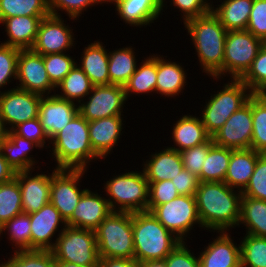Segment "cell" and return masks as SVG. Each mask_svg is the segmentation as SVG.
<instances>
[{"label": "cell", "mask_w": 266, "mask_h": 267, "mask_svg": "<svg viewBox=\"0 0 266 267\" xmlns=\"http://www.w3.org/2000/svg\"><path fill=\"white\" fill-rule=\"evenodd\" d=\"M203 229L219 232L238 226L242 193L225 182H199L194 194Z\"/></svg>", "instance_id": "6da1fadb"}, {"label": "cell", "mask_w": 266, "mask_h": 267, "mask_svg": "<svg viewBox=\"0 0 266 267\" xmlns=\"http://www.w3.org/2000/svg\"><path fill=\"white\" fill-rule=\"evenodd\" d=\"M195 46L200 69L213 80L223 78V59L227 30L212 11L184 23ZM221 77V78H220Z\"/></svg>", "instance_id": "7a4b0ae2"}, {"label": "cell", "mask_w": 266, "mask_h": 267, "mask_svg": "<svg viewBox=\"0 0 266 267\" xmlns=\"http://www.w3.org/2000/svg\"><path fill=\"white\" fill-rule=\"evenodd\" d=\"M50 143L49 154L55 160L56 169L88 170L90 162L101 159L91 147L88 121L79 112Z\"/></svg>", "instance_id": "3957f363"}, {"label": "cell", "mask_w": 266, "mask_h": 267, "mask_svg": "<svg viewBox=\"0 0 266 267\" xmlns=\"http://www.w3.org/2000/svg\"><path fill=\"white\" fill-rule=\"evenodd\" d=\"M132 230L138 263L164 260L181 242L149 211L132 213Z\"/></svg>", "instance_id": "277c9868"}, {"label": "cell", "mask_w": 266, "mask_h": 267, "mask_svg": "<svg viewBox=\"0 0 266 267\" xmlns=\"http://www.w3.org/2000/svg\"><path fill=\"white\" fill-rule=\"evenodd\" d=\"M94 232L100 258L134 259L132 212L112 211Z\"/></svg>", "instance_id": "5b68a950"}, {"label": "cell", "mask_w": 266, "mask_h": 267, "mask_svg": "<svg viewBox=\"0 0 266 267\" xmlns=\"http://www.w3.org/2000/svg\"><path fill=\"white\" fill-rule=\"evenodd\" d=\"M104 184L105 197L112 211H147L149 203V182L142 171H129L112 176ZM109 197V198H108Z\"/></svg>", "instance_id": "8992f818"}, {"label": "cell", "mask_w": 266, "mask_h": 267, "mask_svg": "<svg viewBox=\"0 0 266 267\" xmlns=\"http://www.w3.org/2000/svg\"><path fill=\"white\" fill-rule=\"evenodd\" d=\"M223 89L212 94L206 101L200 118L206 132L212 137L227 119L243 105L253 93L240 79H231L222 86Z\"/></svg>", "instance_id": "52a82bcc"}, {"label": "cell", "mask_w": 266, "mask_h": 267, "mask_svg": "<svg viewBox=\"0 0 266 267\" xmlns=\"http://www.w3.org/2000/svg\"><path fill=\"white\" fill-rule=\"evenodd\" d=\"M55 240L50 250L55 260L87 267L99 266L100 257L93 230L66 226Z\"/></svg>", "instance_id": "ba28073f"}, {"label": "cell", "mask_w": 266, "mask_h": 267, "mask_svg": "<svg viewBox=\"0 0 266 267\" xmlns=\"http://www.w3.org/2000/svg\"><path fill=\"white\" fill-rule=\"evenodd\" d=\"M265 42L247 30L227 31L223 59V77L240 79L250 68Z\"/></svg>", "instance_id": "9c48e42d"}, {"label": "cell", "mask_w": 266, "mask_h": 267, "mask_svg": "<svg viewBox=\"0 0 266 267\" xmlns=\"http://www.w3.org/2000/svg\"><path fill=\"white\" fill-rule=\"evenodd\" d=\"M151 212L181 242L190 239L187 236H190L193 226L198 224L203 228L194 195H179L170 202L156 206Z\"/></svg>", "instance_id": "30bf717a"}, {"label": "cell", "mask_w": 266, "mask_h": 267, "mask_svg": "<svg viewBox=\"0 0 266 267\" xmlns=\"http://www.w3.org/2000/svg\"><path fill=\"white\" fill-rule=\"evenodd\" d=\"M86 171L54 168L51 173L50 203L65 221L71 217L82 195L88 190L81 189L79 184Z\"/></svg>", "instance_id": "8fae6325"}, {"label": "cell", "mask_w": 266, "mask_h": 267, "mask_svg": "<svg viewBox=\"0 0 266 267\" xmlns=\"http://www.w3.org/2000/svg\"><path fill=\"white\" fill-rule=\"evenodd\" d=\"M84 100L78 105V112L90 122L123 115L127 98L123 86L111 84L93 86L92 91Z\"/></svg>", "instance_id": "7c38bea8"}, {"label": "cell", "mask_w": 266, "mask_h": 267, "mask_svg": "<svg viewBox=\"0 0 266 267\" xmlns=\"http://www.w3.org/2000/svg\"><path fill=\"white\" fill-rule=\"evenodd\" d=\"M41 95L17 88L0 93V117L7 129L38 117Z\"/></svg>", "instance_id": "4fadbf2b"}, {"label": "cell", "mask_w": 266, "mask_h": 267, "mask_svg": "<svg viewBox=\"0 0 266 267\" xmlns=\"http://www.w3.org/2000/svg\"><path fill=\"white\" fill-rule=\"evenodd\" d=\"M17 88L35 93L41 96L56 93V87L51 83L45 69L43 55L33 52L31 49L19 50L17 59Z\"/></svg>", "instance_id": "5bb4252c"}, {"label": "cell", "mask_w": 266, "mask_h": 267, "mask_svg": "<svg viewBox=\"0 0 266 267\" xmlns=\"http://www.w3.org/2000/svg\"><path fill=\"white\" fill-rule=\"evenodd\" d=\"M60 16L44 17L39 25L37 37L31 50L40 55L67 53L76 41L72 27Z\"/></svg>", "instance_id": "9a60e30c"}, {"label": "cell", "mask_w": 266, "mask_h": 267, "mask_svg": "<svg viewBox=\"0 0 266 267\" xmlns=\"http://www.w3.org/2000/svg\"><path fill=\"white\" fill-rule=\"evenodd\" d=\"M253 135L252 96L212 136L216 145L231 149L251 148Z\"/></svg>", "instance_id": "2e32d148"}, {"label": "cell", "mask_w": 266, "mask_h": 267, "mask_svg": "<svg viewBox=\"0 0 266 267\" xmlns=\"http://www.w3.org/2000/svg\"><path fill=\"white\" fill-rule=\"evenodd\" d=\"M29 215L31 224V250H51L56 242L53 239L55 233L57 234L58 232L56 235L58 237L66 228V221L50 202L44 205L39 211L30 213ZM59 228L61 229L59 230Z\"/></svg>", "instance_id": "e0dca14e"}, {"label": "cell", "mask_w": 266, "mask_h": 267, "mask_svg": "<svg viewBox=\"0 0 266 267\" xmlns=\"http://www.w3.org/2000/svg\"><path fill=\"white\" fill-rule=\"evenodd\" d=\"M35 170L19 171L15 174L21 191L22 211L30 214L39 211L50 202L51 174L34 173Z\"/></svg>", "instance_id": "ac0fdd59"}, {"label": "cell", "mask_w": 266, "mask_h": 267, "mask_svg": "<svg viewBox=\"0 0 266 267\" xmlns=\"http://www.w3.org/2000/svg\"><path fill=\"white\" fill-rule=\"evenodd\" d=\"M78 113V105L56 94L42 96L38 117L44 132L51 140Z\"/></svg>", "instance_id": "d6986e66"}, {"label": "cell", "mask_w": 266, "mask_h": 267, "mask_svg": "<svg viewBox=\"0 0 266 267\" xmlns=\"http://www.w3.org/2000/svg\"><path fill=\"white\" fill-rule=\"evenodd\" d=\"M96 191L88 189L81 197L71 217L68 227L95 230L112 212L108 200Z\"/></svg>", "instance_id": "ffe728a7"}, {"label": "cell", "mask_w": 266, "mask_h": 267, "mask_svg": "<svg viewBox=\"0 0 266 267\" xmlns=\"http://www.w3.org/2000/svg\"><path fill=\"white\" fill-rule=\"evenodd\" d=\"M165 0H107L106 4H114L121 21L129 26H151L161 17L166 6ZM161 14V15H160Z\"/></svg>", "instance_id": "44dd1931"}, {"label": "cell", "mask_w": 266, "mask_h": 267, "mask_svg": "<svg viewBox=\"0 0 266 267\" xmlns=\"http://www.w3.org/2000/svg\"><path fill=\"white\" fill-rule=\"evenodd\" d=\"M217 233L219 236L198 253L200 267H241L240 244L234 242L228 231Z\"/></svg>", "instance_id": "7402d4cb"}, {"label": "cell", "mask_w": 266, "mask_h": 267, "mask_svg": "<svg viewBox=\"0 0 266 267\" xmlns=\"http://www.w3.org/2000/svg\"><path fill=\"white\" fill-rule=\"evenodd\" d=\"M123 115L101 118L88 122L89 137L93 151L101 158H107L119 142L124 131ZM122 131V132H121Z\"/></svg>", "instance_id": "603a6c76"}, {"label": "cell", "mask_w": 266, "mask_h": 267, "mask_svg": "<svg viewBox=\"0 0 266 267\" xmlns=\"http://www.w3.org/2000/svg\"><path fill=\"white\" fill-rule=\"evenodd\" d=\"M34 148L40 149L36 143L17 135L13 130L8 131L0 142V152L15 172L35 170L38 162L30 155Z\"/></svg>", "instance_id": "cb8c5ba5"}, {"label": "cell", "mask_w": 266, "mask_h": 267, "mask_svg": "<svg viewBox=\"0 0 266 267\" xmlns=\"http://www.w3.org/2000/svg\"><path fill=\"white\" fill-rule=\"evenodd\" d=\"M149 159L143 161V173L148 181H163L173 179L184 168L180 152L164 146Z\"/></svg>", "instance_id": "d4e9b609"}, {"label": "cell", "mask_w": 266, "mask_h": 267, "mask_svg": "<svg viewBox=\"0 0 266 267\" xmlns=\"http://www.w3.org/2000/svg\"><path fill=\"white\" fill-rule=\"evenodd\" d=\"M44 17L14 16L4 19L0 24L4 26L7 40L4 45L20 50L31 49L35 43L38 28Z\"/></svg>", "instance_id": "484cf974"}, {"label": "cell", "mask_w": 266, "mask_h": 267, "mask_svg": "<svg viewBox=\"0 0 266 267\" xmlns=\"http://www.w3.org/2000/svg\"><path fill=\"white\" fill-rule=\"evenodd\" d=\"M262 154L251 148L232 149L224 182L233 189L243 191L254 172L257 159Z\"/></svg>", "instance_id": "4316f807"}, {"label": "cell", "mask_w": 266, "mask_h": 267, "mask_svg": "<svg viewBox=\"0 0 266 267\" xmlns=\"http://www.w3.org/2000/svg\"><path fill=\"white\" fill-rule=\"evenodd\" d=\"M99 40L86 45L82 51L81 60L77 65L89 77L94 86L110 85V78L108 73V49Z\"/></svg>", "instance_id": "83f0119b"}, {"label": "cell", "mask_w": 266, "mask_h": 267, "mask_svg": "<svg viewBox=\"0 0 266 267\" xmlns=\"http://www.w3.org/2000/svg\"><path fill=\"white\" fill-rule=\"evenodd\" d=\"M211 136L206 132L201 118L192 115L180 116L172 127V141L174 145L169 148L178 152L190 149L206 142Z\"/></svg>", "instance_id": "f1b7e54d"}, {"label": "cell", "mask_w": 266, "mask_h": 267, "mask_svg": "<svg viewBox=\"0 0 266 267\" xmlns=\"http://www.w3.org/2000/svg\"><path fill=\"white\" fill-rule=\"evenodd\" d=\"M157 55L156 94L166 97H176L183 93L187 85V73L184 67Z\"/></svg>", "instance_id": "f546056e"}, {"label": "cell", "mask_w": 266, "mask_h": 267, "mask_svg": "<svg viewBox=\"0 0 266 267\" xmlns=\"http://www.w3.org/2000/svg\"><path fill=\"white\" fill-rule=\"evenodd\" d=\"M211 11L227 31L246 30L254 0H220ZM218 6V7H214Z\"/></svg>", "instance_id": "4dcf8cb0"}, {"label": "cell", "mask_w": 266, "mask_h": 267, "mask_svg": "<svg viewBox=\"0 0 266 267\" xmlns=\"http://www.w3.org/2000/svg\"><path fill=\"white\" fill-rule=\"evenodd\" d=\"M156 79L157 54H153L141 60V64L137 65L135 72L124 85L127 100L133 94L156 93Z\"/></svg>", "instance_id": "1f68e13d"}, {"label": "cell", "mask_w": 266, "mask_h": 267, "mask_svg": "<svg viewBox=\"0 0 266 267\" xmlns=\"http://www.w3.org/2000/svg\"><path fill=\"white\" fill-rule=\"evenodd\" d=\"M245 226L246 234L266 237V201L242 196L237 227Z\"/></svg>", "instance_id": "d6a6232c"}, {"label": "cell", "mask_w": 266, "mask_h": 267, "mask_svg": "<svg viewBox=\"0 0 266 267\" xmlns=\"http://www.w3.org/2000/svg\"><path fill=\"white\" fill-rule=\"evenodd\" d=\"M134 50L132 46L119 48L114 51L108 50L110 85H121L124 87L135 72L138 61H136V52Z\"/></svg>", "instance_id": "836d02e7"}, {"label": "cell", "mask_w": 266, "mask_h": 267, "mask_svg": "<svg viewBox=\"0 0 266 267\" xmlns=\"http://www.w3.org/2000/svg\"><path fill=\"white\" fill-rule=\"evenodd\" d=\"M93 84L89 77L76 64L73 69L63 78V80L56 86L61 91L58 97L72 101L79 105L92 91Z\"/></svg>", "instance_id": "e575fe53"}, {"label": "cell", "mask_w": 266, "mask_h": 267, "mask_svg": "<svg viewBox=\"0 0 266 267\" xmlns=\"http://www.w3.org/2000/svg\"><path fill=\"white\" fill-rule=\"evenodd\" d=\"M231 148L216 145L210 147L203 166L199 182H224L231 157Z\"/></svg>", "instance_id": "d590c367"}, {"label": "cell", "mask_w": 266, "mask_h": 267, "mask_svg": "<svg viewBox=\"0 0 266 267\" xmlns=\"http://www.w3.org/2000/svg\"><path fill=\"white\" fill-rule=\"evenodd\" d=\"M31 224L30 215L20 213L12 219L5 222L0 227V237L3 232L7 233L13 246V252L31 250ZM13 242V243H12Z\"/></svg>", "instance_id": "8d00e7d4"}, {"label": "cell", "mask_w": 266, "mask_h": 267, "mask_svg": "<svg viewBox=\"0 0 266 267\" xmlns=\"http://www.w3.org/2000/svg\"><path fill=\"white\" fill-rule=\"evenodd\" d=\"M48 0H0V23L14 16L47 17Z\"/></svg>", "instance_id": "74e56055"}, {"label": "cell", "mask_w": 266, "mask_h": 267, "mask_svg": "<svg viewBox=\"0 0 266 267\" xmlns=\"http://www.w3.org/2000/svg\"><path fill=\"white\" fill-rule=\"evenodd\" d=\"M252 119L251 149L266 154V93H253Z\"/></svg>", "instance_id": "f35d334b"}, {"label": "cell", "mask_w": 266, "mask_h": 267, "mask_svg": "<svg viewBox=\"0 0 266 267\" xmlns=\"http://www.w3.org/2000/svg\"><path fill=\"white\" fill-rule=\"evenodd\" d=\"M21 199L20 186L15 178L0 184V227L23 212Z\"/></svg>", "instance_id": "ab89813d"}, {"label": "cell", "mask_w": 266, "mask_h": 267, "mask_svg": "<svg viewBox=\"0 0 266 267\" xmlns=\"http://www.w3.org/2000/svg\"><path fill=\"white\" fill-rule=\"evenodd\" d=\"M241 267H266V237L245 234L240 242Z\"/></svg>", "instance_id": "60d3db41"}, {"label": "cell", "mask_w": 266, "mask_h": 267, "mask_svg": "<svg viewBox=\"0 0 266 267\" xmlns=\"http://www.w3.org/2000/svg\"><path fill=\"white\" fill-rule=\"evenodd\" d=\"M1 267H55V259L50 250L15 251Z\"/></svg>", "instance_id": "b9f144b4"}, {"label": "cell", "mask_w": 266, "mask_h": 267, "mask_svg": "<svg viewBox=\"0 0 266 267\" xmlns=\"http://www.w3.org/2000/svg\"><path fill=\"white\" fill-rule=\"evenodd\" d=\"M240 80L252 93H266V42Z\"/></svg>", "instance_id": "7bdbcfd3"}, {"label": "cell", "mask_w": 266, "mask_h": 267, "mask_svg": "<svg viewBox=\"0 0 266 267\" xmlns=\"http://www.w3.org/2000/svg\"><path fill=\"white\" fill-rule=\"evenodd\" d=\"M72 57L73 56H70V53H53L43 56L48 77L55 87L77 64L75 58Z\"/></svg>", "instance_id": "ee69618b"}, {"label": "cell", "mask_w": 266, "mask_h": 267, "mask_svg": "<svg viewBox=\"0 0 266 267\" xmlns=\"http://www.w3.org/2000/svg\"><path fill=\"white\" fill-rule=\"evenodd\" d=\"M106 2L107 0H48V7L50 15L62 17L59 11H63L70 20L74 21L79 20L77 18L81 17L89 6L92 8L95 5L106 4Z\"/></svg>", "instance_id": "f6af8a7d"}, {"label": "cell", "mask_w": 266, "mask_h": 267, "mask_svg": "<svg viewBox=\"0 0 266 267\" xmlns=\"http://www.w3.org/2000/svg\"><path fill=\"white\" fill-rule=\"evenodd\" d=\"M0 41V93L3 87L17 78L18 48L4 45ZM14 79V80H13ZM2 90V91H1Z\"/></svg>", "instance_id": "bcb514c9"}, {"label": "cell", "mask_w": 266, "mask_h": 267, "mask_svg": "<svg viewBox=\"0 0 266 267\" xmlns=\"http://www.w3.org/2000/svg\"><path fill=\"white\" fill-rule=\"evenodd\" d=\"M241 193L242 196L266 201V154L257 159L250 181Z\"/></svg>", "instance_id": "7dc6e473"}, {"label": "cell", "mask_w": 266, "mask_h": 267, "mask_svg": "<svg viewBox=\"0 0 266 267\" xmlns=\"http://www.w3.org/2000/svg\"><path fill=\"white\" fill-rule=\"evenodd\" d=\"M214 144L212 137L206 142L180 152L184 169L190 173L200 175L203 161L206 159L210 147Z\"/></svg>", "instance_id": "c3c4849f"}, {"label": "cell", "mask_w": 266, "mask_h": 267, "mask_svg": "<svg viewBox=\"0 0 266 267\" xmlns=\"http://www.w3.org/2000/svg\"><path fill=\"white\" fill-rule=\"evenodd\" d=\"M149 203L147 211L151 212L156 206L170 202L180 194L177 192L172 180L148 181Z\"/></svg>", "instance_id": "681fc988"}, {"label": "cell", "mask_w": 266, "mask_h": 267, "mask_svg": "<svg viewBox=\"0 0 266 267\" xmlns=\"http://www.w3.org/2000/svg\"><path fill=\"white\" fill-rule=\"evenodd\" d=\"M13 131L17 135L36 143L41 149H43V147L47 149L45 145L46 140L49 142L48 148L51 145L47 134L43 130L39 117L20 123Z\"/></svg>", "instance_id": "f907efd6"}, {"label": "cell", "mask_w": 266, "mask_h": 267, "mask_svg": "<svg viewBox=\"0 0 266 267\" xmlns=\"http://www.w3.org/2000/svg\"><path fill=\"white\" fill-rule=\"evenodd\" d=\"M246 30L266 42V0H254Z\"/></svg>", "instance_id": "816d5d0a"}, {"label": "cell", "mask_w": 266, "mask_h": 267, "mask_svg": "<svg viewBox=\"0 0 266 267\" xmlns=\"http://www.w3.org/2000/svg\"><path fill=\"white\" fill-rule=\"evenodd\" d=\"M169 2L174 8L179 9V12L181 11L183 23L209 13L212 7L211 0H170Z\"/></svg>", "instance_id": "f5cc1de1"}, {"label": "cell", "mask_w": 266, "mask_h": 267, "mask_svg": "<svg viewBox=\"0 0 266 267\" xmlns=\"http://www.w3.org/2000/svg\"><path fill=\"white\" fill-rule=\"evenodd\" d=\"M187 242H180L164 259L166 267H200L199 257L188 249Z\"/></svg>", "instance_id": "db71d44e"}, {"label": "cell", "mask_w": 266, "mask_h": 267, "mask_svg": "<svg viewBox=\"0 0 266 267\" xmlns=\"http://www.w3.org/2000/svg\"><path fill=\"white\" fill-rule=\"evenodd\" d=\"M171 180L180 195H194L199 185L198 177L184 168Z\"/></svg>", "instance_id": "11a10c76"}, {"label": "cell", "mask_w": 266, "mask_h": 267, "mask_svg": "<svg viewBox=\"0 0 266 267\" xmlns=\"http://www.w3.org/2000/svg\"><path fill=\"white\" fill-rule=\"evenodd\" d=\"M98 267H140L135 259L100 258Z\"/></svg>", "instance_id": "9f6ffc18"}, {"label": "cell", "mask_w": 266, "mask_h": 267, "mask_svg": "<svg viewBox=\"0 0 266 267\" xmlns=\"http://www.w3.org/2000/svg\"><path fill=\"white\" fill-rule=\"evenodd\" d=\"M15 170L8 164L0 152V184L7 183L15 178Z\"/></svg>", "instance_id": "6f0895ef"}, {"label": "cell", "mask_w": 266, "mask_h": 267, "mask_svg": "<svg viewBox=\"0 0 266 267\" xmlns=\"http://www.w3.org/2000/svg\"><path fill=\"white\" fill-rule=\"evenodd\" d=\"M140 267H166L164 260L146 261L140 263Z\"/></svg>", "instance_id": "680465c9"}, {"label": "cell", "mask_w": 266, "mask_h": 267, "mask_svg": "<svg viewBox=\"0 0 266 267\" xmlns=\"http://www.w3.org/2000/svg\"><path fill=\"white\" fill-rule=\"evenodd\" d=\"M55 267H87V266H80V265L74 264V263L55 260Z\"/></svg>", "instance_id": "91938a15"}, {"label": "cell", "mask_w": 266, "mask_h": 267, "mask_svg": "<svg viewBox=\"0 0 266 267\" xmlns=\"http://www.w3.org/2000/svg\"><path fill=\"white\" fill-rule=\"evenodd\" d=\"M7 129L2 121V118L0 117V142L7 136Z\"/></svg>", "instance_id": "94428289"}]
</instances>
